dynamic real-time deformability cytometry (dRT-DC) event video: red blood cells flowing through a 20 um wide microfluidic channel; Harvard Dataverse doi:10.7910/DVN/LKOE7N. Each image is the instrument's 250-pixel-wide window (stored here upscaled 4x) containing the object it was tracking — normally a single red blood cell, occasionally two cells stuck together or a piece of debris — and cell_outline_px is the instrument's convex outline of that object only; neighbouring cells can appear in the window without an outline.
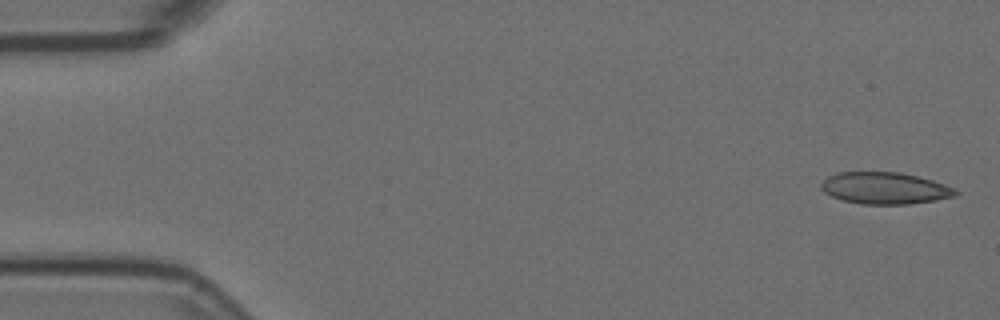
{"species": "Egyptian fruit bat (a non-hibernating species)", "species_latin": "Rousettus aegyptiacus", "temperature_condition": "room temperature", "stored_images_in_passage": 5, "camera_frame_rate_fps": 3000, "um_per_image_px": 0.085, "animal": {"sex": "female"}, "frame": {"image": 1, "passage_image": 1, "time_ms": 0.0, "image_size_px": [1000, 320], "cell_outline_px": [[960, 192], [956, 196], [936, 200], [908, 204], [860, 204], [844, 200], [832, 196], [824, 192], [820, 188], [820, 184], [828, 176], [836, 172], [900, 172], [932, 180], [944, 184]], "centroid_in_image_um": [75.2, 15.99], "position_along_channel_um": 9.8, "area_um2": 24.85}}